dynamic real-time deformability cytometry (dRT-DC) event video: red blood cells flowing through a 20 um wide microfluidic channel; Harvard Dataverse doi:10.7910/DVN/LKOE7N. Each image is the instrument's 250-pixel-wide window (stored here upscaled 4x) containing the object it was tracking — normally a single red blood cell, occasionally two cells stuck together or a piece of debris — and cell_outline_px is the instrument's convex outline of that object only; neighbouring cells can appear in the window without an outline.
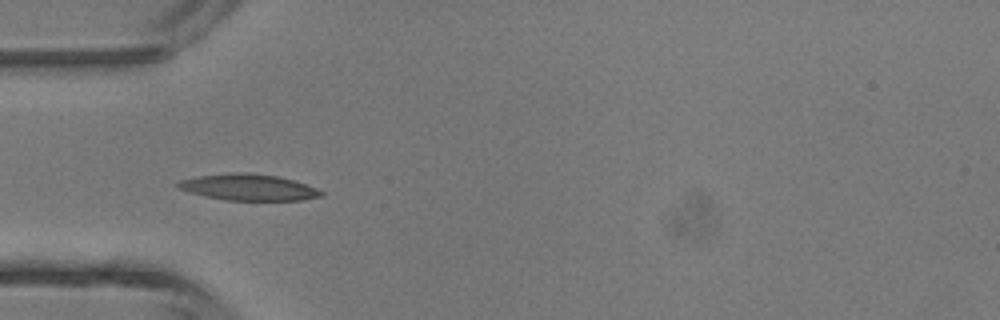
{"species": "common noctule bat (a hibernating species)", "species_latin": "Nyctalus noctula", "temperature_condition": "room temperature", "stored_images_in_passage": 5, "camera_frame_rate_fps": 3000, "um_per_image_px": 0.085, "animal": {"sex": "male", "body_mass_g": 13.3}, "frame": {"image": 1, "passage_image": 4, "time_ms": 3.667, "image_size_px": [1000, 320], "cell_outline_px": [[324, 196], [304, 200], [224, 200], [204, 196], [188, 192], [176, 188], [176, 184], [180, 180], [196, 176], [232, 172], [244, 172], [276, 176], [292, 180], [316, 188], [324, 192]], "centroid_in_image_um": [21.08, 15.92], "position_along_channel_um": 63.9, "area_um2": 22.02}}
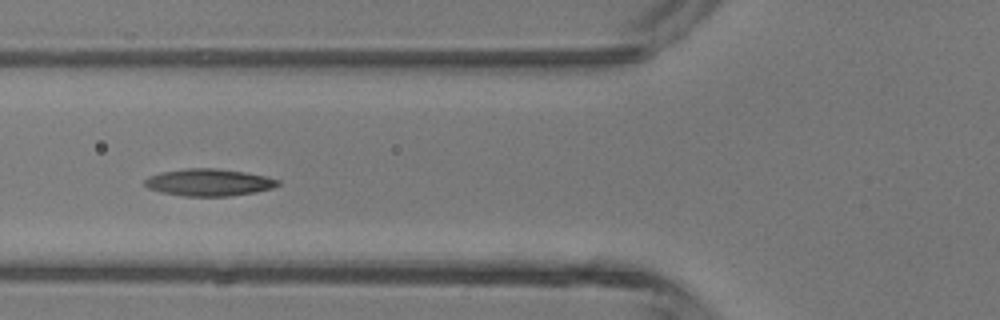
{"frame": {"image": 2, "passage_image": 5, "time_ms": 4.667, "image_size_px": [1000, 320], "cell_outline_px": [[280, 184], [272, 188], [256, 192], [228, 196], [180, 196], [160, 192], [148, 188], [144, 184], [144, 180], [148, 176], [164, 172], [188, 168], [216, 168], [244, 172], [264, 176], [280, 180]], "centroid_in_image_um": [17.74, 15.51], "position_along_channel_um": 108.1, "area_um2": 20.98}}